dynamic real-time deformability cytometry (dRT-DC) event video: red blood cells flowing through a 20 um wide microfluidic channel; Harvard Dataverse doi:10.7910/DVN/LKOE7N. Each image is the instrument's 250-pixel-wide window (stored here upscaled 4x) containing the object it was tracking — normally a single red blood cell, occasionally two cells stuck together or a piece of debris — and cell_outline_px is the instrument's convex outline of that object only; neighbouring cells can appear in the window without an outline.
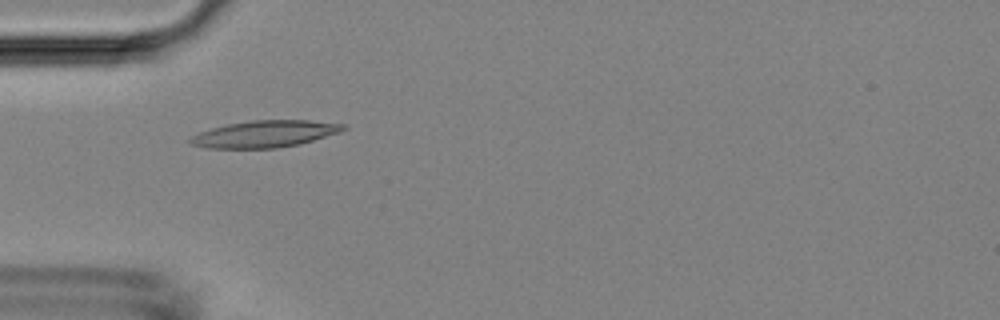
{"species": "Egyptian fruit bat (a non-hibernating species)", "species_latin": "Rousettus aegyptiacus", "temperature_condition": "room temperature", "stored_images_in_passage": 6, "camera_frame_rate_fps": 3000, "um_per_image_px": 0.085, "animal": {"sex": "female"}, "frame": {"image": 1, "passage_image": 4, "time_ms": 3.333, "image_size_px": [1000, 320], "cell_outline_px": [[348, 128], [340, 132], [300, 144], [276, 148], [208, 148], [192, 144], [188, 140], [192, 136], [200, 132], [212, 128], [228, 124], [252, 120], [308, 120], [344, 124]], "centroid_in_image_um": [22.54, 11.38], "position_along_channel_um": 62.5, "area_um2": 23.76}}